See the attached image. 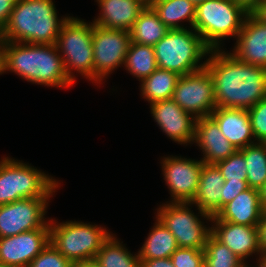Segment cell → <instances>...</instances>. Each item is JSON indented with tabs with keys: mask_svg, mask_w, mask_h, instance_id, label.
Listing matches in <instances>:
<instances>
[{
	"mask_svg": "<svg viewBox=\"0 0 266 267\" xmlns=\"http://www.w3.org/2000/svg\"><path fill=\"white\" fill-rule=\"evenodd\" d=\"M259 20L266 23V0L252 12Z\"/></svg>",
	"mask_w": 266,
	"mask_h": 267,
	"instance_id": "obj_41",
	"label": "cell"
},
{
	"mask_svg": "<svg viewBox=\"0 0 266 267\" xmlns=\"http://www.w3.org/2000/svg\"><path fill=\"white\" fill-rule=\"evenodd\" d=\"M60 184L28 163L3 157L0 161V205L21 199L51 197Z\"/></svg>",
	"mask_w": 266,
	"mask_h": 267,
	"instance_id": "obj_7",
	"label": "cell"
},
{
	"mask_svg": "<svg viewBox=\"0 0 266 267\" xmlns=\"http://www.w3.org/2000/svg\"><path fill=\"white\" fill-rule=\"evenodd\" d=\"M212 235L245 263L252 254L259 255L258 260L264 259L259 245L257 226H246L219 220L213 216Z\"/></svg>",
	"mask_w": 266,
	"mask_h": 267,
	"instance_id": "obj_17",
	"label": "cell"
},
{
	"mask_svg": "<svg viewBox=\"0 0 266 267\" xmlns=\"http://www.w3.org/2000/svg\"><path fill=\"white\" fill-rule=\"evenodd\" d=\"M146 5H150L155 0H142Z\"/></svg>",
	"mask_w": 266,
	"mask_h": 267,
	"instance_id": "obj_46",
	"label": "cell"
},
{
	"mask_svg": "<svg viewBox=\"0 0 266 267\" xmlns=\"http://www.w3.org/2000/svg\"><path fill=\"white\" fill-rule=\"evenodd\" d=\"M158 68L170 70L180 76L187 75L205 67L200 64L210 49L204 44L199 33L188 27L186 29L169 30L154 46Z\"/></svg>",
	"mask_w": 266,
	"mask_h": 267,
	"instance_id": "obj_5",
	"label": "cell"
},
{
	"mask_svg": "<svg viewBox=\"0 0 266 267\" xmlns=\"http://www.w3.org/2000/svg\"><path fill=\"white\" fill-rule=\"evenodd\" d=\"M124 66L139 81L147 78L158 68L154 47L131 42Z\"/></svg>",
	"mask_w": 266,
	"mask_h": 267,
	"instance_id": "obj_28",
	"label": "cell"
},
{
	"mask_svg": "<svg viewBox=\"0 0 266 267\" xmlns=\"http://www.w3.org/2000/svg\"><path fill=\"white\" fill-rule=\"evenodd\" d=\"M231 54L240 62L266 68V23L252 12L246 16Z\"/></svg>",
	"mask_w": 266,
	"mask_h": 267,
	"instance_id": "obj_16",
	"label": "cell"
},
{
	"mask_svg": "<svg viewBox=\"0 0 266 267\" xmlns=\"http://www.w3.org/2000/svg\"><path fill=\"white\" fill-rule=\"evenodd\" d=\"M248 12H253L265 0H236Z\"/></svg>",
	"mask_w": 266,
	"mask_h": 267,
	"instance_id": "obj_40",
	"label": "cell"
},
{
	"mask_svg": "<svg viewBox=\"0 0 266 267\" xmlns=\"http://www.w3.org/2000/svg\"><path fill=\"white\" fill-rule=\"evenodd\" d=\"M248 14L236 0H206L196 5L193 28L210 50H220L224 38L238 36Z\"/></svg>",
	"mask_w": 266,
	"mask_h": 267,
	"instance_id": "obj_4",
	"label": "cell"
},
{
	"mask_svg": "<svg viewBox=\"0 0 266 267\" xmlns=\"http://www.w3.org/2000/svg\"><path fill=\"white\" fill-rule=\"evenodd\" d=\"M191 205V202H166L156 209V217L174 235L178 247L204 250L212 227L204 225L189 208Z\"/></svg>",
	"mask_w": 266,
	"mask_h": 267,
	"instance_id": "obj_9",
	"label": "cell"
},
{
	"mask_svg": "<svg viewBox=\"0 0 266 267\" xmlns=\"http://www.w3.org/2000/svg\"><path fill=\"white\" fill-rule=\"evenodd\" d=\"M150 108L154 121L169 139L181 145L193 142L197 119L172 98L154 102Z\"/></svg>",
	"mask_w": 266,
	"mask_h": 267,
	"instance_id": "obj_15",
	"label": "cell"
},
{
	"mask_svg": "<svg viewBox=\"0 0 266 267\" xmlns=\"http://www.w3.org/2000/svg\"><path fill=\"white\" fill-rule=\"evenodd\" d=\"M93 81L99 84L117 67L124 65L131 37L129 31L93 24Z\"/></svg>",
	"mask_w": 266,
	"mask_h": 267,
	"instance_id": "obj_10",
	"label": "cell"
},
{
	"mask_svg": "<svg viewBox=\"0 0 266 267\" xmlns=\"http://www.w3.org/2000/svg\"><path fill=\"white\" fill-rule=\"evenodd\" d=\"M260 197H261V204H262L263 210L266 211V183L260 189Z\"/></svg>",
	"mask_w": 266,
	"mask_h": 267,
	"instance_id": "obj_42",
	"label": "cell"
},
{
	"mask_svg": "<svg viewBox=\"0 0 266 267\" xmlns=\"http://www.w3.org/2000/svg\"><path fill=\"white\" fill-rule=\"evenodd\" d=\"M93 23L76 17H68L63 23L56 40L58 53L63 59L67 77L74 83L77 71L93 83Z\"/></svg>",
	"mask_w": 266,
	"mask_h": 267,
	"instance_id": "obj_8",
	"label": "cell"
},
{
	"mask_svg": "<svg viewBox=\"0 0 266 267\" xmlns=\"http://www.w3.org/2000/svg\"><path fill=\"white\" fill-rule=\"evenodd\" d=\"M191 2H193L195 5H197L198 3L204 2L206 0H190Z\"/></svg>",
	"mask_w": 266,
	"mask_h": 267,
	"instance_id": "obj_45",
	"label": "cell"
},
{
	"mask_svg": "<svg viewBox=\"0 0 266 267\" xmlns=\"http://www.w3.org/2000/svg\"><path fill=\"white\" fill-rule=\"evenodd\" d=\"M12 1L14 4L17 3L19 0H10Z\"/></svg>",
	"mask_w": 266,
	"mask_h": 267,
	"instance_id": "obj_48",
	"label": "cell"
},
{
	"mask_svg": "<svg viewBox=\"0 0 266 267\" xmlns=\"http://www.w3.org/2000/svg\"><path fill=\"white\" fill-rule=\"evenodd\" d=\"M145 240L138 251L140 260L168 258L178 248L174 235L157 217Z\"/></svg>",
	"mask_w": 266,
	"mask_h": 267,
	"instance_id": "obj_24",
	"label": "cell"
},
{
	"mask_svg": "<svg viewBox=\"0 0 266 267\" xmlns=\"http://www.w3.org/2000/svg\"><path fill=\"white\" fill-rule=\"evenodd\" d=\"M6 73V41L0 35V74Z\"/></svg>",
	"mask_w": 266,
	"mask_h": 267,
	"instance_id": "obj_39",
	"label": "cell"
},
{
	"mask_svg": "<svg viewBox=\"0 0 266 267\" xmlns=\"http://www.w3.org/2000/svg\"><path fill=\"white\" fill-rule=\"evenodd\" d=\"M263 212L260 190L249 187L226 204L216 217L235 224L257 226Z\"/></svg>",
	"mask_w": 266,
	"mask_h": 267,
	"instance_id": "obj_22",
	"label": "cell"
},
{
	"mask_svg": "<svg viewBox=\"0 0 266 267\" xmlns=\"http://www.w3.org/2000/svg\"><path fill=\"white\" fill-rule=\"evenodd\" d=\"M247 110L255 142L266 143V97Z\"/></svg>",
	"mask_w": 266,
	"mask_h": 267,
	"instance_id": "obj_33",
	"label": "cell"
},
{
	"mask_svg": "<svg viewBox=\"0 0 266 267\" xmlns=\"http://www.w3.org/2000/svg\"><path fill=\"white\" fill-rule=\"evenodd\" d=\"M49 243V222L43 228L0 238V264L29 267L31 261Z\"/></svg>",
	"mask_w": 266,
	"mask_h": 267,
	"instance_id": "obj_14",
	"label": "cell"
},
{
	"mask_svg": "<svg viewBox=\"0 0 266 267\" xmlns=\"http://www.w3.org/2000/svg\"><path fill=\"white\" fill-rule=\"evenodd\" d=\"M246 264L212 234L209 236L204 249V267H246Z\"/></svg>",
	"mask_w": 266,
	"mask_h": 267,
	"instance_id": "obj_30",
	"label": "cell"
},
{
	"mask_svg": "<svg viewBox=\"0 0 266 267\" xmlns=\"http://www.w3.org/2000/svg\"><path fill=\"white\" fill-rule=\"evenodd\" d=\"M239 150L247 166L248 187L260 190L266 183V143L256 142Z\"/></svg>",
	"mask_w": 266,
	"mask_h": 267,
	"instance_id": "obj_29",
	"label": "cell"
},
{
	"mask_svg": "<svg viewBox=\"0 0 266 267\" xmlns=\"http://www.w3.org/2000/svg\"><path fill=\"white\" fill-rule=\"evenodd\" d=\"M13 7L14 3L12 1L0 0V32L5 27Z\"/></svg>",
	"mask_w": 266,
	"mask_h": 267,
	"instance_id": "obj_37",
	"label": "cell"
},
{
	"mask_svg": "<svg viewBox=\"0 0 266 267\" xmlns=\"http://www.w3.org/2000/svg\"><path fill=\"white\" fill-rule=\"evenodd\" d=\"M171 156L161 160L164 180L172 197L171 202H192L198 191L203 162Z\"/></svg>",
	"mask_w": 266,
	"mask_h": 267,
	"instance_id": "obj_13",
	"label": "cell"
},
{
	"mask_svg": "<svg viewBox=\"0 0 266 267\" xmlns=\"http://www.w3.org/2000/svg\"><path fill=\"white\" fill-rule=\"evenodd\" d=\"M0 267H17V266H10V265H5V264H0Z\"/></svg>",
	"mask_w": 266,
	"mask_h": 267,
	"instance_id": "obj_47",
	"label": "cell"
},
{
	"mask_svg": "<svg viewBox=\"0 0 266 267\" xmlns=\"http://www.w3.org/2000/svg\"><path fill=\"white\" fill-rule=\"evenodd\" d=\"M149 6L170 30L186 29L181 25L183 20L193 28L196 5L190 0H155Z\"/></svg>",
	"mask_w": 266,
	"mask_h": 267,
	"instance_id": "obj_23",
	"label": "cell"
},
{
	"mask_svg": "<svg viewBox=\"0 0 266 267\" xmlns=\"http://www.w3.org/2000/svg\"><path fill=\"white\" fill-rule=\"evenodd\" d=\"M257 266L256 267H266V258L257 260ZM246 267H252L246 264Z\"/></svg>",
	"mask_w": 266,
	"mask_h": 267,
	"instance_id": "obj_44",
	"label": "cell"
},
{
	"mask_svg": "<svg viewBox=\"0 0 266 267\" xmlns=\"http://www.w3.org/2000/svg\"><path fill=\"white\" fill-rule=\"evenodd\" d=\"M210 117L237 150L256 143L247 109L218 107Z\"/></svg>",
	"mask_w": 266,
	"mask_h": 267,
	"instance_id": "obj_19",
	"label": "cell"
},
{
	"mask_svg": "<svg viewBox=\"0 0 266 267\" xmlns=\"http://www.w3.org/2000/svg\"><path fill=\"white\" fill-rule=\"evenodd\" d=\"M50 197L21 199L0 205V238L43 228Z\"/></svg>",
	"mask_w": 266,
	"mask_h": 267,
	"instance_id": "obj_12",
	"label": "cell"
},
{
	"mask_svg": "<svg viewBox=\"0 0 266 267\" xmlns=\"http://www.w3.org/2000/svg\"><path fill=\"white\" fill-rule=\"evenodd\" d=\"M52 0H19L0 32L8 42L55 44L63 23Z\"/></svg>",
	"mask_w": 266,
	"mask_h": 267,
	"instance_id": "obj_3",
	"label": "cell"
},
{
	"mask_svg": "<svg viewBox=\"0 0 266 267\" xmlns=\"http://www.w3.org/2000/svg\"><path fill=\"white\" fill-rule=\"evenodd\" d=\"M114 234L104 242L94 259L100 267H141L138 253L131 254Z\"/></svg>",
	"mask_w": 266,
	"mask_h": 267,
	"instance_id": "obj_27",
	"label": "cell"
},
{
	"mask_svg": "<svg viewBox=\"0 0 266 267\" xmlns=\"http://www.w3.org/2000/svg\"><path fill=\"white\" fill-rule=\"evenodd\" d=\"M172 99L196 119L208 117L217 108L214 81L206 67L180 76Z\"/></svg>",
	"mask_w": 266,
	"mask_h": 267,
	"instance_id": "obj_11",
	"label": "cell"
},
{
	"mask_svg": "<svg viewBox=\"0 0 266 267\" xmlns=\"http://www.w3.org/2000/svg\"><path fill=\"white\" fill-rule=\"evenodd\" d=\"M170 258L175 267H204V250L178 247Z\"/></svg>",
	"mask_w": 266,
	"mask_h": 267,
	"instance_id": "obj_34",
	"label": "cell"
},
{
	"mask_svg": "<svg viewBox=\"0 0 266 267\" xmlns=\"http://www.w3.org/2000/svg\"><path fill=\"white\" fill-rule=\"evenodd\" d=\"M209 54L205 67L214 81L217 108L249 109L266 97V68L240 62L222 49Z\"/></svg>",
	"mask_w": 266,
	"mask_h": 267,
	"instance_id": "obj_1",
	"label": "cell"
},
{
	"mask_svg": "<svg viewBox=\"0 0 266 267\" xmlns=\"http://www.w3.org/2000/svg\"><path fill=\"white\" fill-rule=\"evenodd\" d=\"M6 71L34 84L59 88L73 86L55 44L6 41Z\"/></svg>",
	"mask_w": 266,
	"mask_h": 267,
	"instance_id": "obj_2",
	"label": "cell"
},
{
	"mask_svg": "<svg viewBox=\"0 0 266 267\" xmlns=\"http://www.w3.org/2000/svg\"><path fill=\"white\" fill-rule=\"evenodd\" d=\"M29 267H75L49 243L30 263Z\"/></svg>",
	"mask_w": 266,
	"mask_h": 267,
	"instance_id": "obj_32",
	"label": "cell"
},
{
	"mask_svg": "<svg viewBox=\"0 0 266 267\" xmlns=\"http://www.w3.org/2000/svg\"><path fill=\"white\" fill-rule=\"evenodd\" d=\"M193 143L202 150L204 156L200 160L206 164H216L237 151L210 116L197 119Z\"/></svg>",
	"mask_w": 266,
	"mask_h": 267,
	"instance_id": "obj_18",
	"label": "cell"
},
{
	"mask_svg": "<svg viewBox=\"0 0 266 267\" xmlns=\"http://www.w3.org/2000/svg\"><path fill=\"white\" fill-rule=\"evenodd\" d=\"M257 229L261 254L266 258V211L263 212L261 220L257 225Z\"/></svg>",
	"mask_w": 266,
	"mask_h": 267,
	"instance_id": "obj_36",
	"label": "cell"
},
{
	"mask_svg": "<svg viewBox=\"0 0 266 267\" xmlns=\"http://www.w3.org/2000/svg\"><path fill=\"white\" fill-rule=\"evenodd\" d=\"M49 230L50 243L74 266L94 260L111 236L106 227L72 220L58 224L50 218Z\"/></svg>",
	"mask_w": 266,
	"mask_h": 267,
	"instance_id": "obj_6",
	"label": "cell"
},
{
	"mask_svg": "<svg viewBox=\"0 0 266 267\" xmlns=\"http://www.w3.org/2000/svg\"><path fill=\"white\" fill-rule=\"evenodd\" d=\"M101 10L93 24L108 29L129 31L146 8L142 0H96Z\"/></svg>",
	"mask_w": 266,
	"mask_h": 267,
	"instance_id": "obj_21",
	"label": "cell"
},
{
	"mask_svg": "<svg viewBox=\"0 0 266 267\" xmlns=\"http://www.w3.org/2000/svg\"><path fill=\"white\" fill-rule=\"evenodd\" d=\"M75 267H100V265L95 260H92L78 263Z\"/></svg>",
	"mask_w": 266,
	"mask_h": 267,
	"instance_id": "obj_43",
	"label": "cell"
},
{
	"mask_svg": "<svg viewBox=\"0 0 266 267\" xmlns=\"http://www.w3.org/2000/svg\"><path fill=\"white\" fill-rule=\"evenodd\" d=\"M170 29L163 24L154 10L147 5L129 30L131 42L154 46Z\"/></svg>",
	"mask_w": 266,
	"mask_h": 267,
	"instance_id": "obj_25",
	"label": "cell"
},
{
	"mask_svg": "<svg viewBox=\"0 0 266 267\" xmlns=\"http://www.w3.org/2000/svg\"><path fill=\"white\" fill-rule=\"evenodd\" d=\"M141 267H175L171 258L140 260Z\"/></svg>",
	"mask_w": 266,
	"mask_h": 267,
	"instance_id": "obj_38",
	"label": "cell"
},
{
	"mask_svg": "<svg viewBox=\"0 0 266 267\" xmlns=\"http://www.w3.org/2000/svg\"><path fill=\"white\" fill-rule=\"evenodd\" d=\"M245 163L243 153L240 150H237L227 159L220 161L215 165L218 167L225 180L239 182L247 181V166Z\"/></svg>",
	"mask_w": 266,
	"mask_h": 267,
	"instance_id": "obj_31",
	"label": "cell"
},
{
	"mask_svg": "<svg viewBox=\"0 0 266 267\" xmlns=\"http://www.w3.org/2000/svg\"><path fill=\"white\" fill-rule=\"evenodd\" d=\"M180 75L157 68L150 76L141 81V95L150 104L171 99Z\"/></svg>",
	"mask_w": 266,
	"mask_h": 267,
	"instance_id": "obj_26",
	"label": "cell"
},
{
	"mask_svg": "<svg viewBox=\"0 0 266 267\" xmlns=\"http://www.w3.org/2000/svg\"><path fill=\"white\" fill-rule=\"evenodd\" d=\"M224 183L225 179L218 167L215 164L203 162L198 191L191 202L199 210L201 218L212 221L213 216L221 210V193Z\"/></svg>",
	"mask_w": 266,
	"mask_h": 267,
	"instance_id": "obj_20",
	"label": "cell"
},
{
	"mask_svg": "<svg viewBox=\"0 0 266 267\" xmlns=\"http://www.w3.org/2000/svg\"><path fill=\"white\" fill-rule=\"evenodd\" d=\"M248 188L247 181L230 182V180H225L221 193V209Z\"/></svg>",
	"mask_w": 266,
	"mask_h": 267,
	"instance_id": "obj_35",
	"label": "cell"
}]
</instances>
